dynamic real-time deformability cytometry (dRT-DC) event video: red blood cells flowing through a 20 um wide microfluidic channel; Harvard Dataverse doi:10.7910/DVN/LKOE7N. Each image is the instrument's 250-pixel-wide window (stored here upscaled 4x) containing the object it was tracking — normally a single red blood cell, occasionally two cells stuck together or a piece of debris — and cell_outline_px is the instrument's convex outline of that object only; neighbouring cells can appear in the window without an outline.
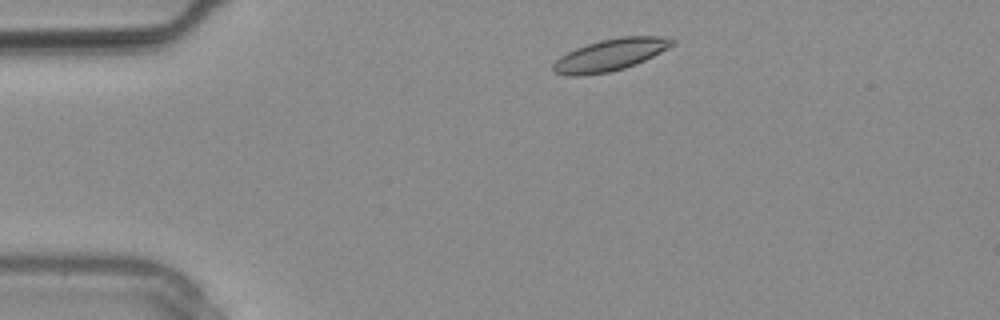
{"species": "common noctule bat (a hibernating species)", "species_latin": "Nyctalus noctula", "temperature_condition": "warm", "stored_images_in_passage": 4, "camera_frame_rate_fps": 3000, "um_per_image_px": 0.085, "animal": {"sex": "male", "body_mass_g": 20.4}, "frame": {"image": 1, "passage_image": 4, "time_ms": 1.0, "image_size_px": [1000, 320], "cell_outline_px": [[676, 44], [636, 64], [624, 68], [608, 72], [580, 76], [568, 76], [552, 72], [552, 64], [560, 56], [576, 48], [600, 40], [620, 36], [664, 36], [676, 40]], "centroid_in_image_um": [51.86, 4.66], "position_along_channel_um": 33.1, "area_um2": 22.2}}